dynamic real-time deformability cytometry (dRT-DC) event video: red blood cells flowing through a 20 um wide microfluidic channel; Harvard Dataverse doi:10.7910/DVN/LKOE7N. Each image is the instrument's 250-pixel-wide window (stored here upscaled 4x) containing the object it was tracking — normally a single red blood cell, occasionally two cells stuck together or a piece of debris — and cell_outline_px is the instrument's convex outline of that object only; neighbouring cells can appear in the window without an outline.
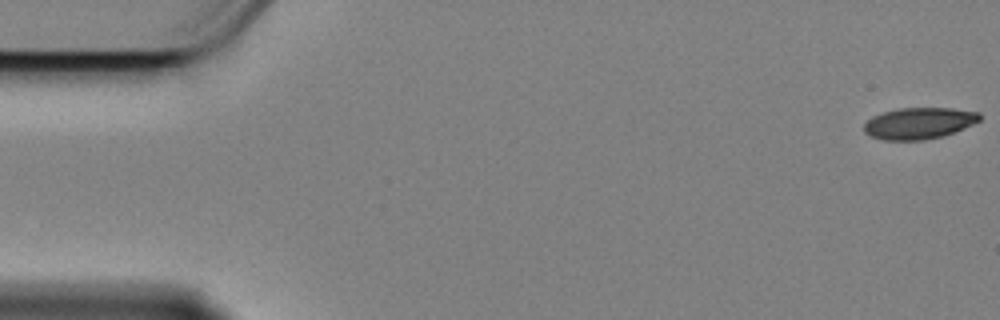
{"species": "Egyptian fruit bat (a non-hibernating species)", "species_latin": "Rousettus aegyptiacus", "temperature_condition": "cold", "stored_images_in_passage": 59, "camera_frame_rate_fps": 3000, "um_per_image_px": 0.085, "animal": {"sex": "female"}, "frame": {"image": 1, "passage_image": 1, "time_ms": 0.0, "image_size_px": [1000, 320], "cell_outline_px": [[980, 120], [964, 128], [940, 136], [924, 140], [880, 140], [864, 132], [864, 124], [872, 116], [896, 108], [952, 108], [980, 112]], "centroid_in_image_um": [78.09, 10.47], "position_along_channel_um": 6.9, "area_um2": 21.1}}
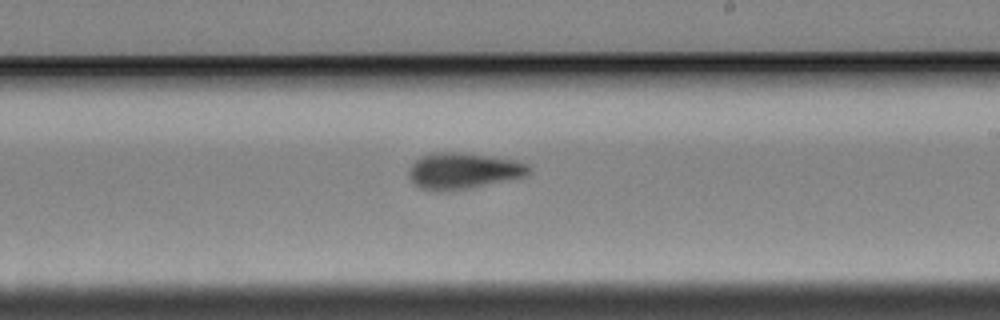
{"frame": {"image": 2, "passage_image": 34, "time_ms": 11.0, "image_size_px": [1000, 320], "cell_outline_px": [[532, 172], [528, 176], [468, 188], [420, 188], [408, 176], [408, 168], [420, 156], [432, 152], [460, 152], [516, 160], [528, 164], [532, 168]], "centroid_in_image_um": [39.44, 14.47], "position_along_channel_um": 249.6, "area_um2": 24.8}}
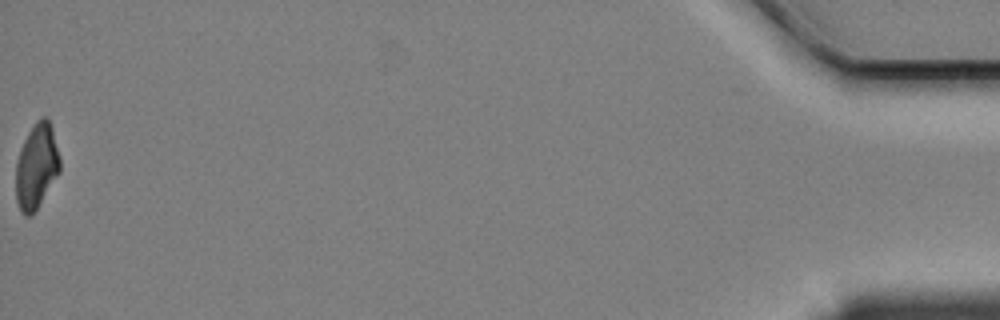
{"frame": {"image": 3, "passage_image": 59, "time_ms": 19.333, "image_size_px": [1000, 320], "cell_outline_px": [[60, 172], [36, 208], [28, 216], [24, 216], [16, 200], [16, 164], [20, 148], [28, 132], [36, 120], [40, 116], [44, 116], [48, 120], [52, 128], [60, 160]], "centroid_in_image_um": [3.1, 14.09], "position_along_channel_um": 432.1, "area_um2": 21.5}, "authors_computed_cell_mechanics": {"area_um2": 23.7558, "velocity_mm_per_s": 3.3883, "shape_relaxation_time_tau1_ms": 4.8307, "shape_relaxation_time_tau2_ms": 3.5117, "deformation_change_tau1": 0.1591, "deformation_change_tau2": 0.0843}}